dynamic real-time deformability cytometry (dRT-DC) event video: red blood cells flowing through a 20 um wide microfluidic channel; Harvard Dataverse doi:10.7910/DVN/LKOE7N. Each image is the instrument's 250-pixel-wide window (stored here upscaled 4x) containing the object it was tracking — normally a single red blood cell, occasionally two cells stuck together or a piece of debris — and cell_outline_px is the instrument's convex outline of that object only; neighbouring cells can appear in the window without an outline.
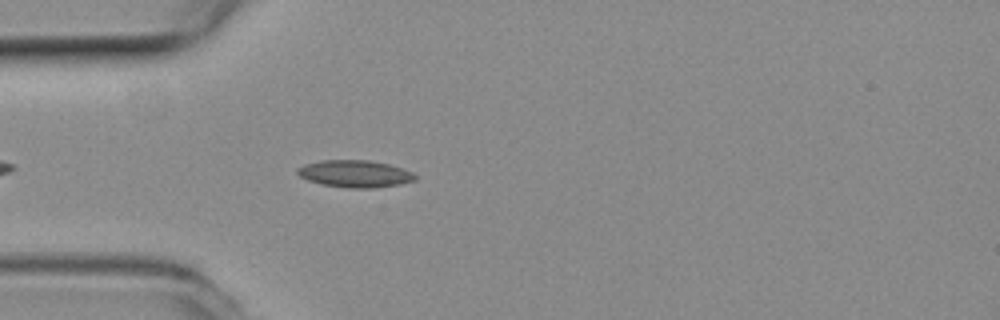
{"species": "common noctule bat (a hibernating species)", "species_latin": "Nyctalus noctula", "temperature_condition": "room temperature", "stored_images_in_passage": 8, "camera_frame_rate_fps": 3000, "um_per_image_px": 0.085, "animal": {"sex": "female", "body_mass_g": 19.3, "forearm_length_mm": 54.1}, "frame": {"image": 1, "passage_image": 4, "time_ms": 1.0, "image_size_px": [1000, 320], "cell_outline_px": [[416, 180], [400, 184], [372, 188], [348, 188], [320, 184], [308, 180], [300, 176], [296, 172], [296, 168], [304, 164], [320, 160], [368, 160], [388, 164], [412, 172], [416, 176]], "centroid_in_image_um": [30.13, 14.77], "position_along_channel_um": 54.9, "area_um2": 18.61}}